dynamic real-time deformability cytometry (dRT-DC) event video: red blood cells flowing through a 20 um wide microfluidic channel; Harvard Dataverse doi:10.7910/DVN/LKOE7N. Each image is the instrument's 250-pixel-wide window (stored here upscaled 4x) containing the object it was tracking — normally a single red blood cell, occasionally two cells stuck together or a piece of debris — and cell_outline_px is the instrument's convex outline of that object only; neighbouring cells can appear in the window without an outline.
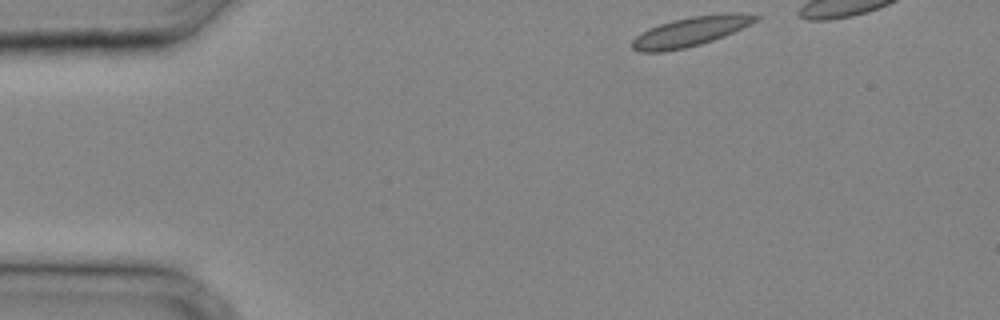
{"species": "common noctule bat (a hibernating species)", "species_latin": "Nyctalus noctula", "temperature_condition": "cold", "stored_images_in_passage": 25, "camera_frame_rate_fps": 3000, "um_per_image_px": 0.085, "animal": {"sex": "male", "body_mass_g": 20.4}, "frame": {"image": 1, "passage_image": 1, "time_ms": 0.0, "image_size_px": [1000, 320], "cell_outline_px": [[760, 16], [756, 20], [724, 36], [700, 44], [684, 48], [664, 52], [640, 52], [632, 48], [632, 40], [640, 32], [648, 28], [672, 20], [692, 16], [724, 12], [740, 12]], "centroid_in_image_um": [58.65, 2.67], "position_along_channel_um": 26.4, "area_um2": 21.15}}
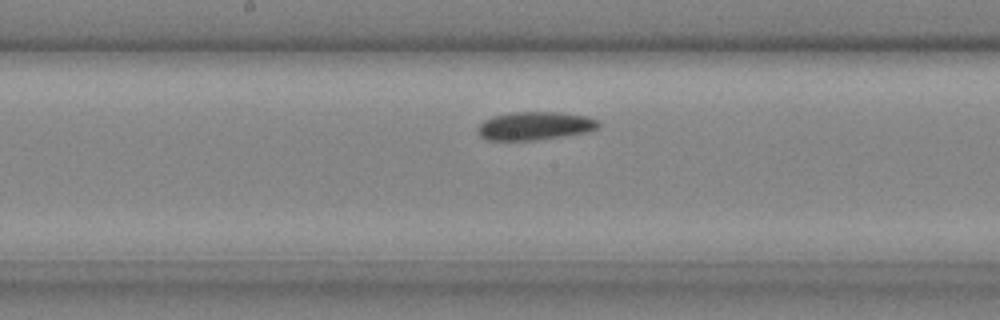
{"frame": {"image": 2, "passage_image": 14, "time_ms": 4.333, "image_size_px": [1000, 320], "cell_outline_px": [[600, 124], [592, 132], [536, 140], [488, 140], [480, 136], [476, 132], [476, 128], [484, 120], [492, 116], [508, 112], [560, 112], [588, 116], [600, 120]], "centroid_in_image_um": [45.48, 10.69], "position_along_channel_um": 202.7, "area_um2": 20.29}}
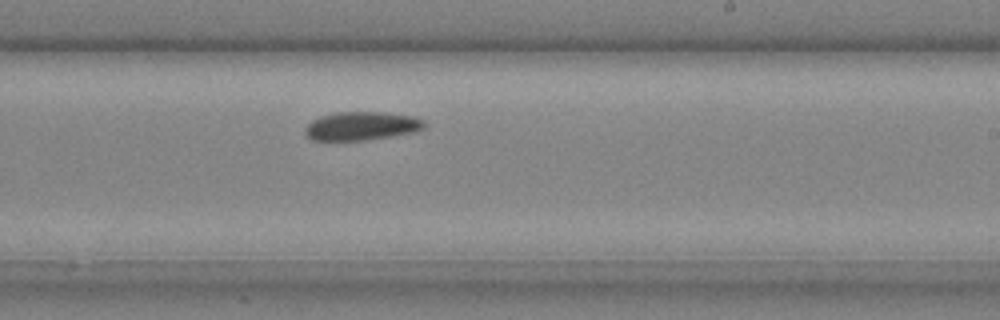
{"frame": {"image": 3, "passage_image": 17, "time_ms": 5.333, "image_size_px": [1000, 320], "cell_outline_px": [[424, 128], [416, 132], [364, 140], [312, 140], [304, 132], [304, 128], [312, 120], [320, 116], [336, 112], [384, 112], [412, 116], [424, 120]], "centroid_in_image_um": [30.72, 10.7], "position_along_channel_um": 258.3, "area_um2": 19.77}}